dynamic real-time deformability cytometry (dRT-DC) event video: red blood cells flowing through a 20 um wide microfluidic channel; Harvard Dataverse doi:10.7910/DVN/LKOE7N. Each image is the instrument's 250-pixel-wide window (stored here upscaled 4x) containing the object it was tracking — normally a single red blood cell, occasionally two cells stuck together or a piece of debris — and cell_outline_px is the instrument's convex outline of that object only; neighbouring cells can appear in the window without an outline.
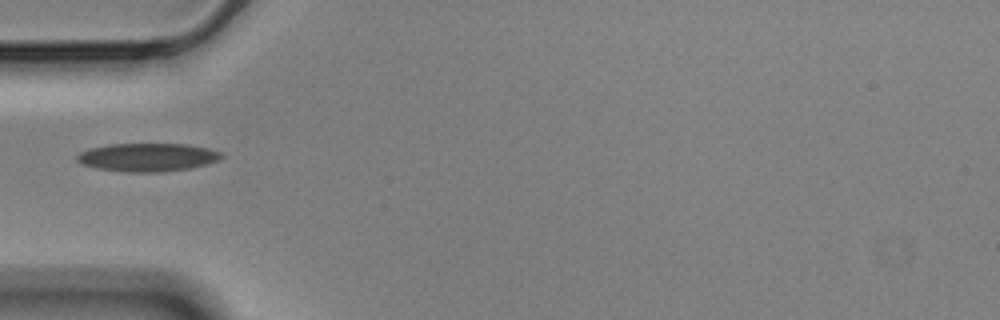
{"species": "Egyptian fruit bat (a non-hibernating species)", "species_latin": "Rousettus aegyptiacus", "temperature_condition": "cold", "stored_images_in_passage": 39, "camera_frame_rate_fps": 3000, "um_per_image_px": 0.085, "animal": {"sex": "male"}, "frame": {"image": 1, "passage_image": 1, "time_ms": 0.0, "image_size_px": [1000, 320], "cell_outline_px": [[224, 156], [220, 160], [208, 164], [188, 168], [160, 172], [128, 172], [96, 168], [84, 164], [76, 160], [76, 156], [80, 152], [92, 148], [108, 144], [188, 144], [208, 148], [220, 152]], "centroid_in_image_um": [12.57, 13.36], "position_along_channel_um": 72.4, "area_um2": 23.7}}
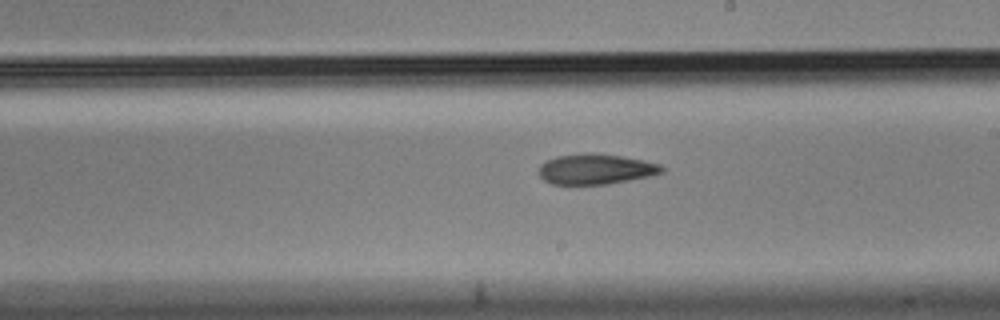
{"frame": {"image": 2, "passage_image": 15, "time_ms": 4.667, "image_size_px": [1000, 320], "cell_outline_px": [[664, 172], [652, 176], [608, 184], [552, 184], [544, 180], [540, 176], [540, 164], [544, 160], [556, 156], [584, 152], [592, 152], [620, 156], [644, 160], [660, 164], [664, 168]], "centroid_in_image_um": [50.64, 14.36], "position_along_channel_um": 238.4, "area_um2": 22.02}}
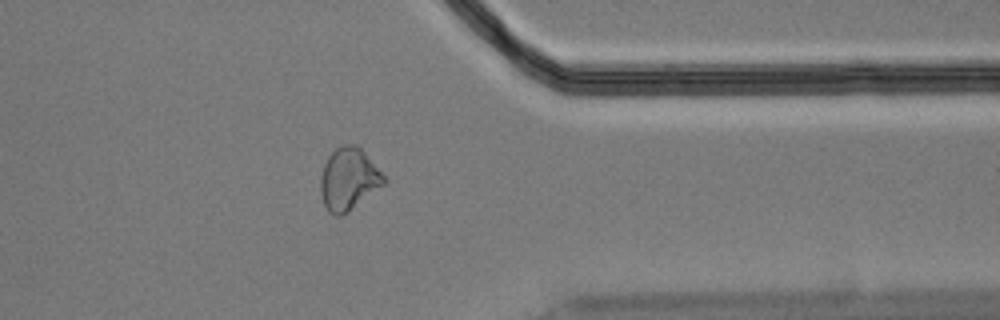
{"frame": {"image": 3, "passage_image": 28, "time_ms": 9.0, "image_size_px": [1000, 320], "cell_outline_px": [[388, 180], [384, 184], [348, 212], [340, 216], [336, 216], [328, 212], [324, 204], [320, 192], [320, 176], [324, 164], [328, 156], [336, 148], [344, 144], [356, 144], [364, 152]], "centroid_in_image_um": [29.61, 15.23], "position_along_channel_um": 381.8, "area_um2": 22.89}}